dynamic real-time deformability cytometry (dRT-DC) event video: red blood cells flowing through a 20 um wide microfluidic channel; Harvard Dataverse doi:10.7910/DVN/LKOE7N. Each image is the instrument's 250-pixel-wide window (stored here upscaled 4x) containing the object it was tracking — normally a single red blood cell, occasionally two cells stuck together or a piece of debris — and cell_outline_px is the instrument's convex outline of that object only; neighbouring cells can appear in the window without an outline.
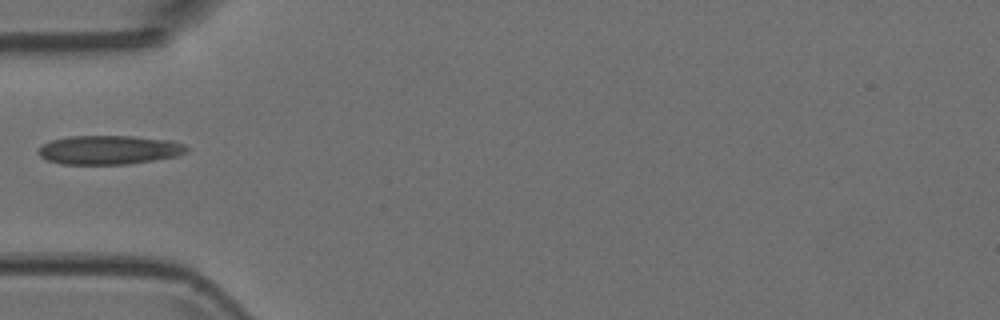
{"species": "Egyptian fruit bat (a non-hibernating species)", "species_latin": "Rousettus aegyptiacus", "temperature_condition": "room temperature", "stored_images_in_passage": 2, "camera_frame_rate_fps": 3000, "um_per_image_px": 0.085, "animal": {"sex": "female"}, "frame": {"image": 1, "passage_image": 2, "time_ms": 0.333, "image_size_px": [1000, 320], "cell_outline_px": [[188, 152], [176, 156], [128, 164], [60, 164], [48, 160], [40, 156], [36, 152], [44, 144], [52, 140], [68, 136], [132, 136], [172, 140], [184, 144], [188, 148]], "centroid_in_image_um": [9.28, 12.74], "position_along_channel_um": 75.7, "area_um2": 25.03}}